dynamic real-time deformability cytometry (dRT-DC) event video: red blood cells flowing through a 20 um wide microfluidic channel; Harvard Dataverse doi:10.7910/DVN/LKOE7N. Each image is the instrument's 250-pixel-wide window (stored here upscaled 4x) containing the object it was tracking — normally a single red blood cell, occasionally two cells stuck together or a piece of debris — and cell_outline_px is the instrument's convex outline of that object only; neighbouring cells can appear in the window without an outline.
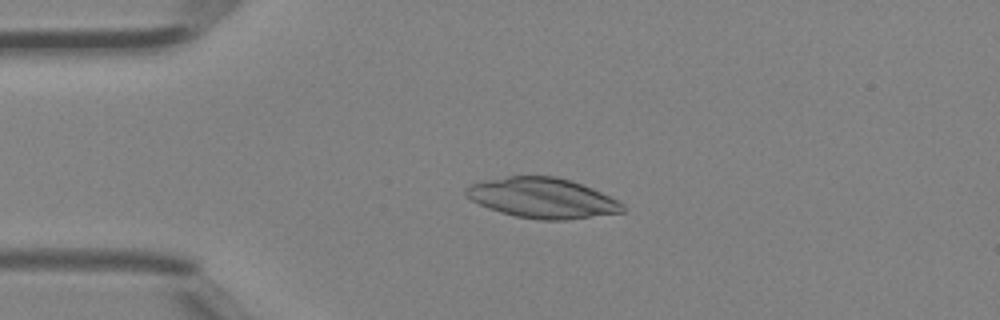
{"species": "Egyptian fruit bat (a non-hibernating species)", "species_latin": "Rousettus aegyptiacus", "temperature_condition": "room temperature", "stored_images_in_passage": 44, "camera_frame_rate_fps": 3000, "um_per_image_px": 0.085, "animal": {"sex": "female"}, "frame": {"image": 1, "passage_image": 10, "time_ms": 3.0, "image_size_px": [1000, 320], "cell_outline_px": [[624, 212], [564, 220], [540, 220], [516, 216], [500, 212], [488, 208], [472, 200], [464, 192], [464, 188], [468, 184], [484, 180], [508, 176], [556, 176], [572, 180], [592, 188], [624, 204]], "centroid_in_image_um": [46.08, 16.82], "position_along_channel_um": 38.9, "area_um2": 36.65}}
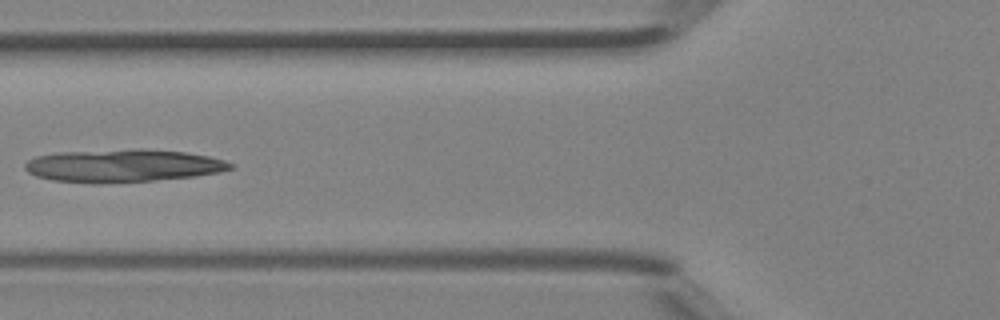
{"frame": {"image": 2, "passage_image": 17, "time_ms": 5.333, "image_size_px": [1000, 320], "cell_outline_px": [[236, 164], [232, 168], [220, 172], [196, 176], [152, 180], [52, 180], [36, 176], [28, 172], [24, 168], [24, 164], [28, 160], [36, 156], [56, 152], [136, 148], [144, 148], [184, 152], [208, 156], [224, 160]], "centroid_in_image_um": [10.51, 14.02], "position_along_channel_um": 115.3, "area_um2": 38.21}}
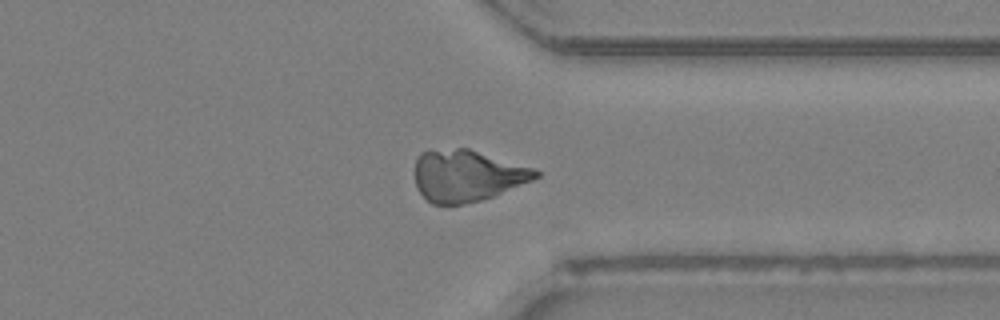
{"frame": {"image": 3, "passage_image": 34, "time_ms": 11.0, "image_size_px": [1000, 320], "cell_outline_px": [[540, 176], [532, 180], [492, 196], [480, 200], [464, 204], [432, 204], [416, 188], [416, 156], [420, 152], [456, 148], [468, 148], [532, 168], [540, 172]], "centroid_in_image_um": [39.68, 14.93], "position_along_channel_um": 371.7, "area_um2": 35.78}}